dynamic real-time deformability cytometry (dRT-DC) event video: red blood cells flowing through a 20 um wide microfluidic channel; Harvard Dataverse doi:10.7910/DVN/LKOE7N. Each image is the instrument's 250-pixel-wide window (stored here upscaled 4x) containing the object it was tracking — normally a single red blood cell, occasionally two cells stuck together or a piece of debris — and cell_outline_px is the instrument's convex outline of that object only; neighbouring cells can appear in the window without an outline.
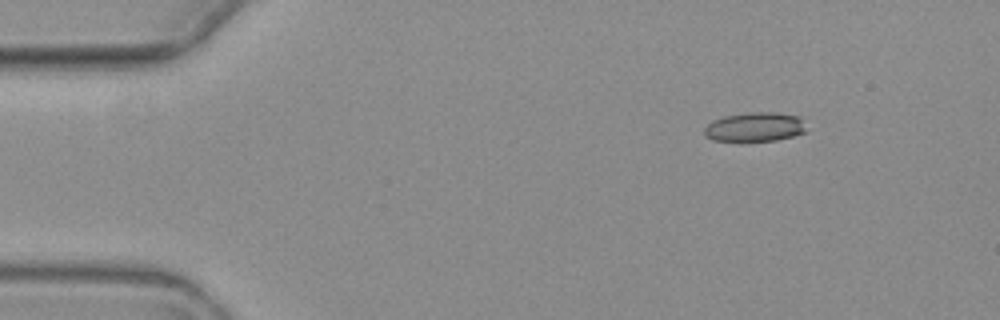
{"species": "common noctule bat (a hibernating species)", "species_latin": "Nyctalus noctula", "temperature_condition": "warm", "stored_images_in_passage": 4, "camera_frame_rate_fps": 3000, "um_per_image_px": 0.085, "animal": {"sex": "female", "body_mass_g": 19.3, "forearm_length_mm": 54.1}, "frame": {"image": 1, "passage_image": 1, "time_ms": 0.0, "image_size_px": [1000, 320], "cell_outline_px": [[804, 132], [792, 136], [776, 140], [740, 144], [712, 140], [704, 136], [704, 128], [712, 120], [724, 116], [748, 112], [776, 112], [800, 116]], "centroid_in_image_um": [64.06, 10.83], "position_along_channel_um": 20.9, "area_um2": 18.03}}
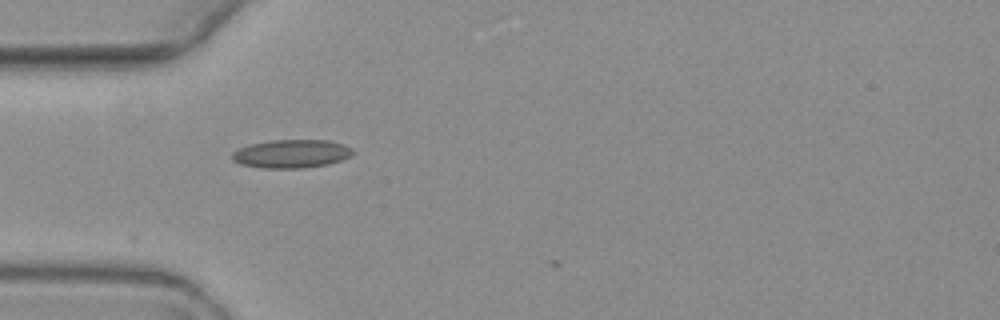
{"frame": {"image": 2, "passage_image": 3, "time_ms": 3.333, "image_size_px": [1000, 320], "cell_outline_px": [[356, 152], [352, 156], [328, 164], [304, 168], [264, 168], [240, 164], [232, 160], [232, 152], [248, 144], [272, 140], [328, 140], [344, 144], [352, 148]], "centroid_in_image_um": [24.8, 13.06], "position_along_channel_um": 60.2, "area_um2": 20.11}}